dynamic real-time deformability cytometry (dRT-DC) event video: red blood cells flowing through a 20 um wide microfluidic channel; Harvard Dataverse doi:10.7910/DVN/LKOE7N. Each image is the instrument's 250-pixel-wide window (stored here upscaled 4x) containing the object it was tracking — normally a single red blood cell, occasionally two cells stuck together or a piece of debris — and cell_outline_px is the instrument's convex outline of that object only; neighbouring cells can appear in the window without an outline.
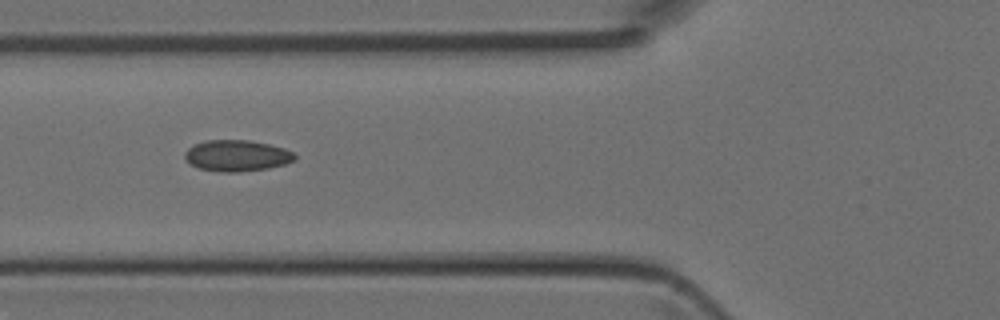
{"species": "Egyptian fruit bat (a non-hibernating species)", "species_latin": "Rousettus aegyptiacus", "temperature_condition": "room temperature", "stored_images_in_passage": 4, "camera_frame_rate_fps": 3000, "um_per_image_px": 0.085, "animal": {"sex": "female"}, "frame": {"image": 1, "passage_image": 4, "time_ms": 1.0, "image_size_px": [1000, 320], "cell_outline_px": [[296, 160], [284, 164], [268, 168], [240, 172], [220, 172], [200, 168], [192, 164], [184, 156], [184, 152], [192, 144], [204, 140], [248, 140], [268, 144], [284, 148], [292, 152], [296, 156]], "centroid_in_image_um": [20.12, 13.22], "position_along_channel_um": 105.7, "area_um2": 20.0}}